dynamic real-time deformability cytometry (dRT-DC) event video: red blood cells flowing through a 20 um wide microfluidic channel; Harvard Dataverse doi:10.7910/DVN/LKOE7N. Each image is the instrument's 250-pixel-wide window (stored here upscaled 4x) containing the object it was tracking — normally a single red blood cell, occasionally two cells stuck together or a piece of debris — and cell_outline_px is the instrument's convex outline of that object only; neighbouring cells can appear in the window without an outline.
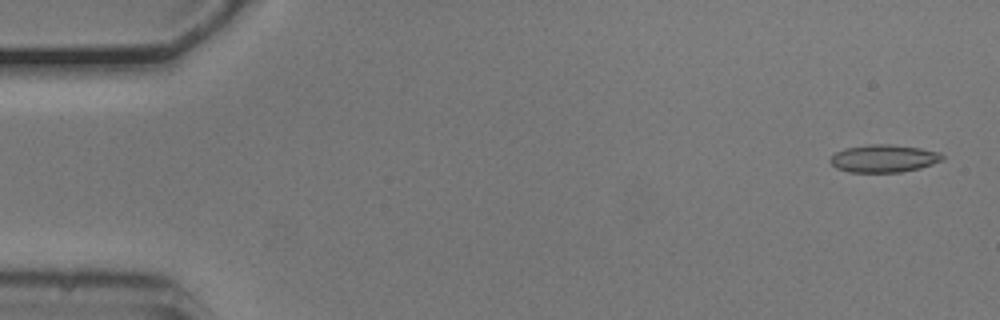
{"species": "common noctule bat (a hibernating species)", "species_latin": "Nyctalus noctula", "temperature_condition": "cold", "stored_images_in_passage": 22, "camera_frame_rate_fps": 3000, "um_per_image_px": 0.085, "animal": {"sex": "male", "body_mass_g": 20.5, "forearm_length_mm": 52.5}, "frame": {"image": 1, "passage_image": 2, "time_ms": 0.333, "image_size_px": [1000, 320], "cell_outline_px": [[944, 160], [920, 168], [900, 172], [848, 172], [836, 168], [828, 160], [836, 152], [844, 148], [868, 144], [888, 144], [920, 148], [940, 152], [944, 156]], "centroid_in_image_um": [75.11, 13.47], "position_along_channel_um": 9.9, "area_um2": 18.15}}
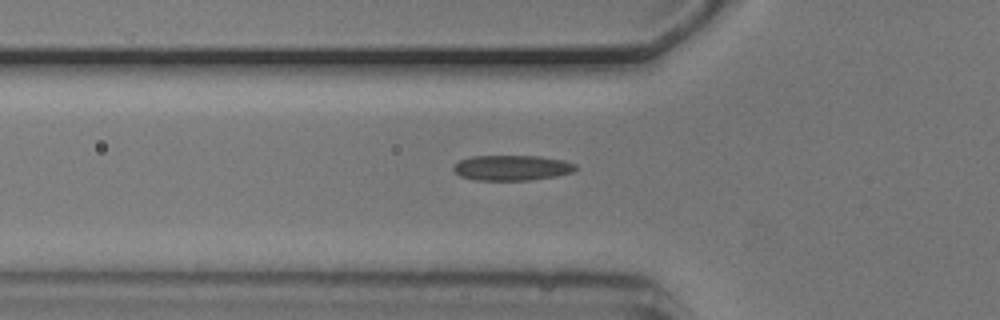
{"frame": {"image": 2, "passage_image": 18, "time_ms": 5.667, "image_size_px": [1000, 320], "cell_outline_px": [[576, 168], [572, 172], [556, 176], [528, 180], [476, 180], [460, 176], [452, 168], [452, 164], [460, 160], [472, 156], [540, 156], [564, 160], [576, 164]], "centroid_in_image_um": [43.49, 14.26], "position_along_channel_um": 82.3, "area_um2": 18.03}}
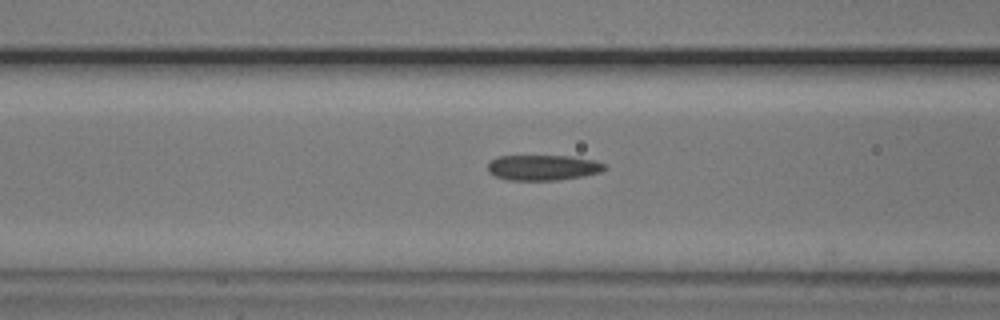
{"frame": {"image": 3, "passage_image": 21, "time_ms": 6.667, "image_size_px": [1000, 320], "cell_outline_px": [[608, 168], [600, 172], [584, 176], [560, 180], [508, 180], [496, 176], [488, 172], [488, 164], [496, 156], [572, 156], [592, 160], [608, 164]], "centroid_in_image_um": [46.19, 14.24], "position_along_channel_um": 120.4, "area_um2": 17.46}}